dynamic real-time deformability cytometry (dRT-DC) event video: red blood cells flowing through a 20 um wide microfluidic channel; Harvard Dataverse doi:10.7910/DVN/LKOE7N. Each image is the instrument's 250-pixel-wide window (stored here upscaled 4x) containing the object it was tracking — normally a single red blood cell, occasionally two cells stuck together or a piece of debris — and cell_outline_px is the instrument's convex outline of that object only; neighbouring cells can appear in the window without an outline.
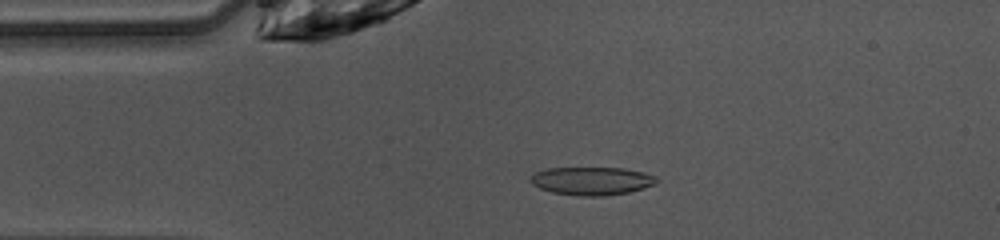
{"species": "common noctule bat (a hibernating species)", "species_latin": "Nyctalus noctula", "temperature_condition": "warm", "stored_images_in_passage": 47, "camera_frame_rate_fps": 3000, "um_per_image_px": 0.085, "animal": {"sex": "female", "body_mass_g": 10.0, "forearm_length_mm": 53.1}, "frame": {"image": 1, "passage_image": 9, "time_ms": 2.667, "image_size_px": [1000, 240], "cell_outline_px": [[656, 184], [628, 192], [604, 196], [580, 196], [552, 192], [540, 188], [532, 184], [528, 180], [536, 172], [548, 168], [624, 168], [644, 172], [656, 176]], "centroid_in_image_um": [50.29, 15.38], "position_along_channel_um": 34.7, "area_um2": 20.58}}
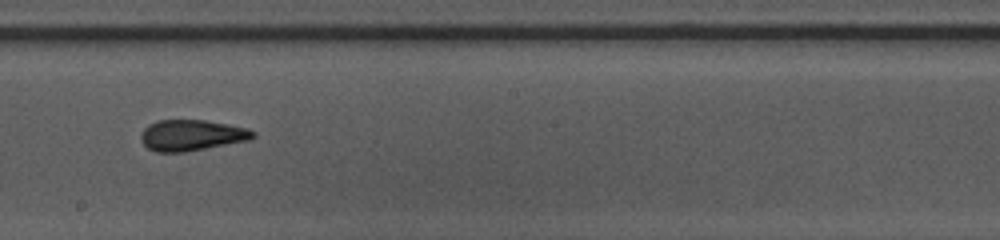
{"frame": {"image": 2, "passage_image": 25, "time_ms": 8.0, "image_size_px": [1000, 240], "cell_outline_px": [[256, 136], [248, 140], [184, 152], [156, 152], [148, 148], [140, 140], [140, 132], [148, 124], [156, 120], [204, 120], [228, 124], [248, 128], [256, 132]], "centroid_in_image_um": [16.26, 11.48], "position_along_channel_um": 231.9, "area_um2": 20.29}}
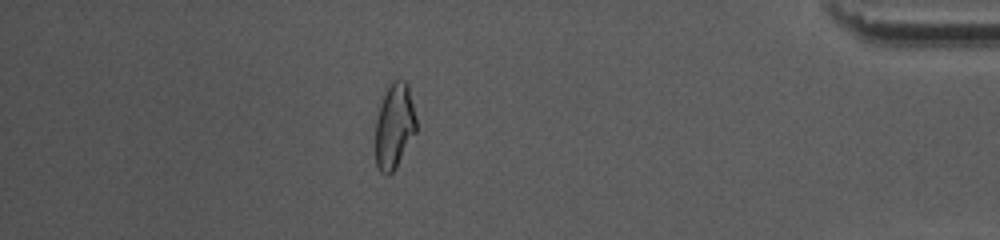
{"frame": {"image": 3, "passage_image": 41, "time_ms": 13.333, "image_size_px": [1000, 240], "cell_outline_px": [[416, 132], [396, 168], [388, 176], [380, 172], [376, 164], [376, 120], [380, 104], [384, 92], [392, 80], [400, 76], [408, 84], [416, 116]], "centroid_in_image_um": [33.53, 10.68], "position_along_channel_um": 401.7, "area_um2": 20.58}, "authors_computed_cell_mechanics": {"area_um2": 20.4612, "velocity_mm_per_s": 4.0771, "shape_relaxation_time_tau1_ms": null, "shape_relaxation_time_tau2_ms": 1.8894, "deformation_change_tau1": null, "deformation_change_tau2": 0.0967}}